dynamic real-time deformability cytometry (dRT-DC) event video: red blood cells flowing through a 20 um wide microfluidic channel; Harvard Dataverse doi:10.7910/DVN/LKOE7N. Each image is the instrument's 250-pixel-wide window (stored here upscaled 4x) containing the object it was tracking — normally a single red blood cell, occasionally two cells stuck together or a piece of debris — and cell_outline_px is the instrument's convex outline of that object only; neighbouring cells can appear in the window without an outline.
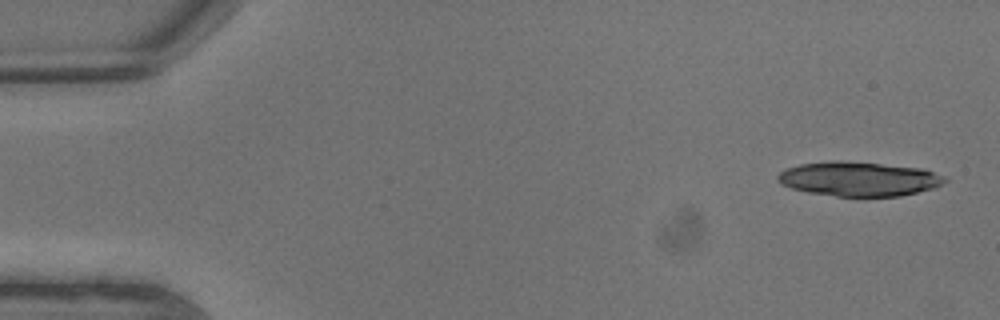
{"species": "common noctule bat (a hibernating species)", "species_latin": "Nyctalus noctula", "temperature_condition": "warm", "stored_images_in_passage": 8, "camera_frame_rate_fps": 3000, "um_per_image_px": 0.085, "animal": {"sex": "male", "body_mass_g": 13.3}, "frame": {"image": 1, "passage_image": 1, "time_ms": 0.0, "image_size_px": [1000, 320], "cell_outline_px": [[948, 180], [936, 188], [900, 196], [836, 196], [808, 192], [792, 188], [780, 184], [776, 180], [776, 176], [780, 172], [788, 168], [800, 164], [832, 160], [840, 160], [880, 164], [916, 168], [932, 172], [944, 176]], "centroid_in_image_um": [72.97, 15.21], "position_along_channel_um": 12.0, "area_um2": 33.29}}
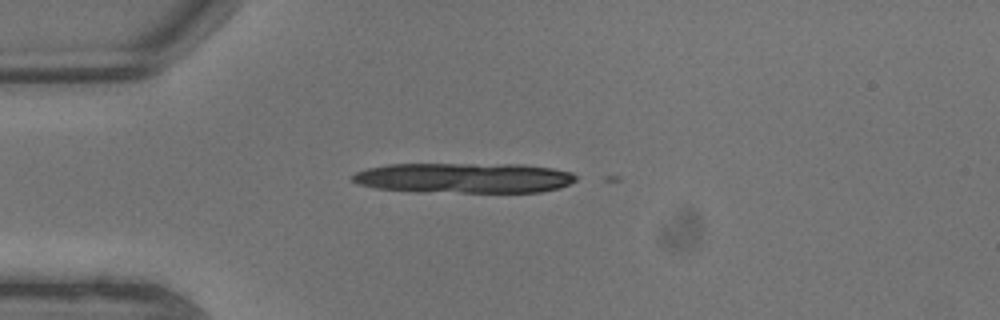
{"frame": {"image": 2, "passage_image": 5, "time_ms": 1.333, "image_size_px": [1000, 320], "cell_outline_px": [[576, 180], [560, 188], [540, 192], [416, 192], [372, 188], [356, 184], [352, 180], [352, 176], [356, 172], [368, 168], [388, 164], [524, 164], [552, 168], [572, 172], [576, 176]], "centroid_in_image_um": [39.42, 15.13], "position_along_channel_um": 45.6, "area_um2": 39.82}}